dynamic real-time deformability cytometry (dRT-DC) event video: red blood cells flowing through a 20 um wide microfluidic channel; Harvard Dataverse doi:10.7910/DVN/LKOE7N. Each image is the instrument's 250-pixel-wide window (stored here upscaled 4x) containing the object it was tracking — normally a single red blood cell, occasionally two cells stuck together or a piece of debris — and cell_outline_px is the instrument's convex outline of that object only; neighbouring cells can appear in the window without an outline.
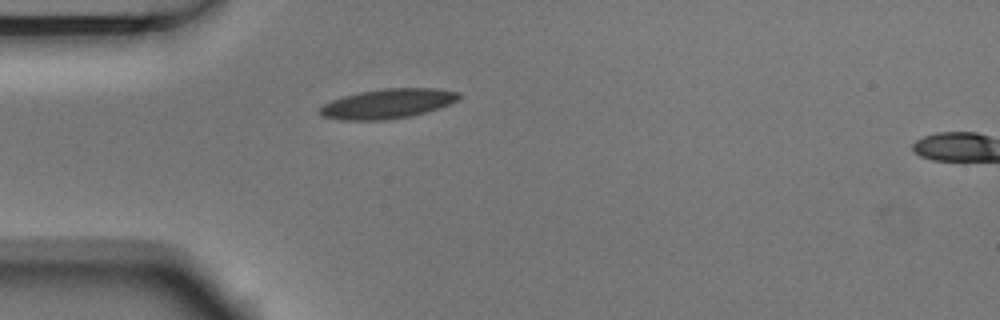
{"species": "Egyptian fruit bat (a non-hibernating species)", "species_latin": "Rousettus aegyptiacus", "temperature_condition": "room temperature", "stored_images_in_passage": 2, "segment_of_instrument_passage": [1, 2], "camera_frame_rate_fps": 3000, "um_per_image_px": 0.085, "animal": {"sex": "male"}, "frame": {"image": 1, "passage_image": 1, "time_ms": 0.0, "image_size_px": [1000, 320], "cell_outline_px": [[460, 96], [456, 100], [448, 104], [412, 116], [384, 120], [340, 120], [320, 116], [316, 112], [324, 104], [332, 100], [344, 96], [360, 92], [384, 88], [436, 88], [460, 92]], "centroid_in_image_um": [32.89, 8.81], "position_along_channel_um": 52.1, "area_um2": 23.93}}